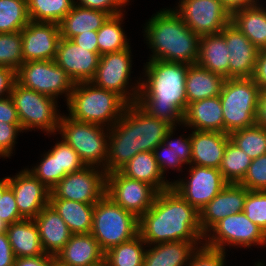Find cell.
Returning <instances> with one entry per match:
<instances>
[{"label":"cell","instance_id":"52a82bcc","mask_svg":"<svg viewBox=\"0 0 266 266\" xmlns=\"http://www.w3.org/2000/svg\"><path fill=\"white\" fill-rule=\"evenodd\" d=\"M224 117V133L255 125L260 89L252 78H227L219 95Z\"/></svg>","mask_w":266,"mask_h":266},{"label":"cell","instance_id":"3957f363","mask_svg":"<svg viewBox=\"0 0 266 266\" xmlns=\"http://www.w3.org/2000/svg\"><path fill=\"white\" fill-rule=\"evenodd\" d=\"M172 127L149 115L136 102L128 104L109 128L106 173L119 171L140 152H153Z\"/></svg>","mask_w":266,"mask_h":266},{"label":"cell","instance_id":"f1b7e54d","mask_svg":"<svg viewBox=\"0 0 266 266\" xmlns=\"http://www.w3.org/2000/svg\"><path fill=\"white\" fill-rule=\"evenodd\" d=\"M229 53L221 33L202 35L196 64L227 79Z\"/></svg>","mask_w":266,"mask_h":266},{"label":"cell","instance_id":"9a60e30c","mask_svg":"<svg viewBox=\"0 0 266 266\" xmlns=\"http://www.w3.org/2000/svg\"><path fill=\"white\" fill-rule=\"evenodd\" d=\"M157 194L153 186L130 179L119 171L106 173L105 195L138 218L152 207Z\"/></svg>","mask_w":266,"mask_h":266},{"label":"cell","instance_id":"9c48e42d","mask_svg":"<svg viewBox=\"0 0 266 266\" xmlns=\"http://www.w3.org/2000/svg\"><path fill=\"white\" fill-rule=\"evenodd\" d=\"M10 97L17 110L23 132L40 129L47 135L57 134L62 116L57 108V99L26 88L18 82L15 83Z\"/></svg>","mask_w":266,"mask_h":266},{"label":"cell","instance_id":"8d00e7d4","mask_svg":"<svg viewBox=\"0 0 266 266\" xmlns=\"http://www.w3.org/2000/svg\"><path fill=\"white\" fill-rule=\"evenodd\" d=\"M29 22L27 0H0V33L21 31Z\"/></svg>","mask_w":266,"mask_h":266},{"label":"cell","instance_id":"c3c4849f","mask_svg":"<svg viewBox=\"0 0 266 266\" xmlns=\"http://www.w3.org/2000/svg\"><path fill=\"white\" fill-rule=\"evenodd\" d=\"M0 218L9 226L25 219L18 210L12 188L8 185L0 198Z\"/></svg>","mask_w":266,"mask_h":266},{"label":"cell","instance_id":"6125c7cd","mask_svg":"<svg viewBox=\"0 0 266 266\" xmlns=\"http://www.w3.org/2000/svg\"><path fill=\"white\" fill-rule=\"evenodd\" d=\"M8 225L0 218V233L7 231Z\"/></svg>","mask_w":266,"mask_h":266},{"label":"cell","instance_id":"603a6c76","mask_svg":"<svg viewBox=\"0 0 266 266\" xmlns=\"http://www.w3.org/2000/svg\"><path fill=\"white\" fill-rule=\"evenodd\" d=\"M34 221L43 250L46 254L56 256L72 236L69 227L50 204L43 208Z\"/></svg>","mask_w":266,"mask_h":266},{"label":"cell","instance_id":"8992f818","mask_svg":"<svg viewBox=\"0 0 266 266\" xmlns=\"http://www.w3.org/2000/svg\"><path fill=\"white\" fill-rule=\"evenodd\" d=\"M57 132L78 153L85 166H100L106 172L109 128L62 114Z\"/></svg>","mask_w":266,"mask_h":266},{"label":"cell","instance_id":"e575fe53","mask_svg":"<svg viewBox=\"0 0 266 266\" xmlns=\"http://www.w3.org/2000/svg\"><path fill=\"white\" fill-rule=\"evenodd\" d=\"M125 13L109 16L97 31L99 54L104 55L130 47L129 40L122 28Z\"/></svg>","mask_w":266,"mask_h":266},{"label":"cell","instance_id":"ee69618b","mask_svg":"<svg viewBox=\"0 0 266 266\" xmlns=\"http://www.w3.org/2000/svg\"><path fill=\"white\" fill-rule=\"evenodd\" d=\"M226 253L202 243L193 251L188 266H225Z\"/></svg>","mask_w":266,"mask_h":266},{"label":"cell","instance_id":"f907efd6","mask_svg":"<svg viewBox=\"0 0 266 266\" xmlns=\"http://www.w3.org/2000/svg\"><path fill=\"white\" fill-rule=\"evenodd\" d=\"M155 159L158 163L159 169L164 177H166V171L168 168L174 169L177 172L182 170L184 164L181 161H175V155L168 149V147L164 144V142L160 143L153 151Z\"/></svg>","mask_w":266,"mask_h":266},{"label":"cell","instance_id":"1f68e13d","mask_svg":"<svg viewBox=\"0 0 266 266\" xmlns=\"http://www.w3.org/2000/svg\"><path fill=\"white\" fill-rule=\"evenodd\" d=\"M110 15L74 4L73 8L58 23L60 37L71 39L86 31H98Z\"/></svg>","mask_w":266,"mask_h":266},{"label":"cell","instance_id":"680465c9","mask_svg":"<svg viewBox=\"0 0 266 266\" xmlns=\"http://www.w3.org/2000/svg\"><path fill=\"white\" fill-rule=\"evenodd\" d=\"M255 125L266 129V89L260 90V98L255 115Z\"/></svg>","mask_w":266,"mask_h":266},{"label":"cell","instance_id":"5b68a950","mask_svg":"<svg viewBox=\"0 0 266 266\" xmlns=\"http://www.w3.org/2000/svg\"><path fill=\"white\" fill-rule=\"evenodd\" d=\"M65 104L69 117L106 128L112 127L120 119L128 105L117 93L98 88L91 82L74 84Z\"/></svg>","mask_w":266,"mask_h":266},{"label":"cell","instance_id":"8fae6325","mask_svg":"<svg viewBox=\"0 0 266 266\" xmlns=\"http://www.w3.org/2000/svg\"><path fill=\"white\" fill-rule=\"evenodd\" d=\"M203 243L225 251V247H266V234L251 222L244 212L228 215L216 223L205 235Z\"/></svg>","mask_w":266,"mask_h":266},{"label":"cell","instance_id":"7dc6e473","mask_svg":"<svg viewBox=\"0 0 266 266\" xmlns=\"http://www.w3.org/2000/svg\"><path fill=\"white\" fill-rule=\"evenodd\" d=\"M23 133L21 124L0 122V157L10 158L16 144L17 136Z\"/></svg>","mask_w":266,"mask_h":266},{"label":"cell","instance_id":"4316f807","mask_svg":"<svg viewBox=\"0 0 266 266\" xmlns=\"http://www.w3.org/2000/svg\"><path fill=\"white\" fill-rule=\"evenodd\" d=\"M226 78L198 64L189 65L185 81L187 105L221 94Z\"/></svg>","mask_w":266,"mask_h":266},{"label":"cell","instance_id":"f35d334b","mask_svg":"<svg viewBox=\"0 0 266 266\" xmlns=\"http://www.w3.org/2000/svg\"><path fill=\"white\" fill-rule=\"evenodd\" d=\"M229 137L251 160L266 154V129L254 125L234 131Z\"/></svg>","mask_w":266,"mask_h":266},{"label":"cell","instance_id":"d6986e66","mask_svg":"<svg viewBox=\"0 0 266 266\" xmlns=\"http://www.w3.org/2000/svg\"><path fill=\"white\" fill-rule=\"evenodd\" d=\"M100 59L99 52H90L70 39L60 38L55 63L62 67L76 83L90 82L95 75Z\"/></svg>","mask_w":266,"mask_h":266},{"label":"cell","instance_id":"7bdbcfd3","mask_svg":"<svg viewBox=\"0 0 266 266\" xmlns=\"http://www.w3.org/2000/svg\"><path fill=\"white\" fill-rule=\"evenodd\" d=\"M38 163L36 166L27 169L51 190L59 182L58 155H52L47 151V153H43Z\"/></svg>","mask_w":266,"mask_h":266},{"label":"cell","instance_id":"30bf717a","mask_svg":"<svg viewBox=\"0 0 266 266\" xmlns=\"http://www.w3.org/2000/svg\"><path fill=\"white\" fill-rule=\"evenodd\" d=\"M131 47L100 56L95 75L90 81L98 88L113 91L128 104L135 103L138 98L141 77L135 85H131L132 53ZM130 80V85H129Z\"/></svg>","mask_w":266,"mask_h":266},{"label":"cell","instance_id":"ba28073f","mask_svg":"<svg viewBox=\"0 0 266 266\" xmlns=\"http://www.w3.org/2000/svg\"><path fill=\"white\" fill-rule=\"evenodd\" d=\"M90 233L106 252L139 234V218L104 195L94 205Z\"/></svg>","mask_w":266,"mask_h":266},{"label":"cell","instance_id":"be15d7a7","mask_svg":"<svg viewBox=\"0 0 266 266\" xmlns=\"http://www.w3.org/2000/svg\"><path fill=\"white\" fill-rule=\"evenodd\" d=\"M52 266H70V265L64 264L60 260H58L56 257H54L52 260Z\"/></svg>","mask_w":266,"mask_h":266},{"label":"cell","instance_id":"4dcf8cb0","mask_svg":"<svg viewBox=\"0 0 266 266\" xmlns=\"http://www.w3.org/2000/svg\"><path fill=\"white\" fill-rule=\"evenodd\" d=\"M262 6L259 2L231 15V23L259 50L266 49V7Z\"/></svg>","mask_w":266,"mask_h":266},{"label":"cell","instance_id":"681fc988","mask_svg":"<svg viewBox=\"0 0 266 266\" xmlns=\"http://www.w3.org/2000/svg\"><path fill=\"white\" fill-rule=\"evenodd\" d=\"M129 2L130 0H75L76 5L102 11L110 16L125 12L124 8Z\"/></svg>","mask_w":266,"mask_h":266},{"label":"cell","instance_id":"f6af8a7d","mask_svg":"<svg viewBox=\"0 0 266 266\" xmlns=\"http://www.w3.org/2000/svg\"><path fill=\"white\" fill-rule=\"evenodd\" d=\"M248 190H266V154L253 159L244 176L239 182Z\"/></svg>","mask_w":266,"mask_h":266},{"label":"cell","instance_id":"277c9868","mask_svg":"<svg viewBox=\"0 0 266 266\" xmlns=\"http://www.w3.org/2000/svg\"><path fill=\"white\" fill-rule=\"evenodd\" d=\"M144 25L143 37L152 49L148 60L197 63L200 36L172 8L159 10Z\"/></svg>","mask_w":266,"mask_h":266},{"label":"cell","instance_id":"9f6ffc18","mask_svg":"<svg viewBox=\"0 0 266 266\" xmlns=\"http://www.w3.org/2000/svg\"><path fill=\"white\" fill-rule=\"evenodd\" d=\"M15 256L6 232L0 233V266H14Z\"/></svg>","mask_w":266,"mask_h":266},{"label":"cell","instance_id":"f5cc1de1","mask_svg":"<svg viewBox=\"0 0 266 266\" xmlns=\"http://www.w3.org/2000/svg\"><path fill=\"white\" fill-rule=\"evenodd\" d=\"M252 79L260 90L266 89V49L258 51Z\"/></svg>","mask_w":266,"mask_h":266},{"label":"cell","instance_id":"5bb4252c","mask_svg":"<svg viewBox=\"0 0 266 266\" xmlns=\"http://www.w3.org/2000/svg\"><path fill=\"white\" fill-rule=\"evenodd\" d=\"M189 176L171 181L172 188L198 212L227 184L218 168L189 166Z\"/></svg>","mask_w":266,"mask_h":266},{"label":"cell","instance_id":"484cf974","mask_svg":"<svg viewBox=\"0 0 266 266\" xmlns=\"http://www.w3.org/2000/svg\"><path fill=\"white\" fill-rule=\"evenodd\" d=\"M201 244L173 241L147 245L143 266H188L193 251Z\"/></svg>","mask_w":266,"mask_h":266},{"label":"cell","instance_id":"94428289","mask_svg":"<svg viewBox=\"0 0 266 266\" xmlns=\"http://www.w3.org/2000/svg\"><path fill=\"white\" fill-rule=\"evenodd\" d=\"M9 185L8 176L0 178V198L2 197L4 189Z\"/></svg>","mask_w":266,"mask_h":266},{"label":"cell","instance_id":"44dd1931","mask_svg":"<svg viewBox=\"0 0 266 266\" xmlns=\"http://www.w3.org/2000/svg\"><path fill=\"white\" fill-rule=\"evenodd\" d=\"M249 190L239 183H228L199 212V222L203 236L228 215L243 212Z\"/></svg>","mask_w":266,"mask_h":266},{"label":"cell","instance_id":"ab89813d","mask_svg":"<svg viewBox=\"0 0 266 266\" xmlns=\"http://www.w3.org/2000/svg\"><path fill=\"white\" fill-rule=\"evenodd\" d=\"M23 63L21 31L0 33V66L17 71Z\"/></svg>","mask_w":266,"mask_h":266},{"label":"cell","instance_id":"d6a6232c","mask_svg":"<svg viewBox=\"0 0 266 266\" xmlns=\"http://www.w3.org/2000/svg\"><path fill=\"white\" fill-rule=\"evenodd\" d=\"M49 204L65 221L72 234L91 232L95 204L50 198Z\"/></svg>","mask_w":266,"mask_h":266},{"label":"cell","instance_id":"4fadbf2b","mask_svg":"<svg viewBox=\"0 0 266 266\" xmlns=\"http://www.w3.org/2000/svg\"><path fill=\"white\" fill-rule=\"evenodd\" d=\"M50 198L96 204L106 192V172L95 166L67 174L50 190Z\"/></svg>","mask_w":266,"mask_h":266},{"label":"cell","instance_id":"91938a15","mask_svg":"<svg viewBox=\"0 0 266 266\" xmlns=\"http://www.w3.org/2000/svg\"><path fill=\"white\" fill-rule=\"evenodd\" d=\"M224 8L232 15L234 12L259 3V0H221Z\"/></svg>","mask_w":266,"mask_h":266},{"label":"cell","instance_id":"836d02e7","mask_svg":"<svg viewBox=\"0 0 266 266\" xmlns=\"http://www.w3.org/2000/svg\"><path fill=\"white\" fill-rule=\"evenodd\" d=\"M147 244L141 235L108 249L104 254V266H143Z\"/></svg>","mask_w":266,"mask_h":266},{"label":"cell","instance_id":"d4e9b609","mask_svg":"<svg viewBox=\"0 0 266 266\" xmlns=\"http://www.w3.org/2000/svg\"><path fill=\"white\" fill-rule=\"evenodd\" d=\"M192 130L224 133V117L220 97H210L188 104L183 124Z\"/></svg>","mask_w":266,"mask_h":266},{"label":"cell","instance_id":"6f0895ef","mask_svg":"<svg viewBox=\"0 0 266 266\" xmlns=\"http://www.w3.org/2000/svg\"><path fill=\"white\" fill-rule=\"evenodd\" d=\"M54 257L49 254L35 257H19L15 258L14 266H52Z\"/></svg>","mask_w":266,"mask_h":266},{"label":"cell","instance_id":"db71d44e","mask_svg":"<svg viewBox=\"0 0 266 266\" xmlns=\"http://www.w3.org/2000/svg\"><path fill=\"white\" fill-rule=\"evenodd\" d=\"M0 122L20 124L17 110L10 96L0 98Z\"/></svg>","mask_w":266,"mask_h":266},{"label":"cell","instance_id":"7402d4cb","mask_svg":"<svg viewBox=\"0 0 266 266\" xmlns=\"http://www.w3.org/2000/svg\"><path fill=\"white\" fill-rule=\"evenodd\" d=\"M191 165L220 168L224 151L230 140L229 134L216 131L192 130Z\"/></svg>","mask_w":266,"mask_h":266},{"label":"cell","instance_id":"816d5d0a","mask_svg":"<svg viewBox=\"0 0 266 266\" xmlns=\"http://www.w3.org/2000/svg\"><path fill=\"white\" fill-rule=\"evenodd\" d=\"M17 82V71L7 66H0V98L11 95Z\"/></svg>","mask_w":266,"mask_h":266},{"label":"cell","instance_id":"f546056e","mask_svg":"<svg viewBox=\"0 0 266 266\" xmlns=\"http://www.w3.org/2000/svg\"><path fill=\"white\" fill-rule=\"evenodd\" d=\"M119 172L153 186L158 192L172 187V183L161 173L153 152L138 153Z\"/></svg>","mask_w":266,"mask_h":266},{"label":"cell","instance_id":"cb8c5ba5","mask_svg":"<svg viewBox=\"0 0 266 266\" xmlns=\"http://www.w3.org/2000/svg\"><path fill=\"white\" fill-rule=\"evenodd\" d=\"M104 254L97 240L91 233H86L72 234L55 257L70 266H103Z\"/></svg>","mask_w":266,"mask_h":266},{"label":"cell","instance_id":"ac0fdd59","mask_svg":"<svg viewBox=\"0 0 266 266\" xmlns=\"http://www.w3.org/2000/svg\"><path fill=\"white\" fill-rule=\"evenodd\" d=\"M23 62L54 60L60 40L57 23L30 21L21 30Z\"/></svg>","mask_w":266,"mask_h":266},{"label":"cell","instance_id":"11a10c76","mask_svg":"<svg viewBox=\"0 0 266 266\" xmlns=\"http://www.w3.org/2000/svg\"><path fill=\"white\" fill-rule=\"evenodd\" d=\"M76 45L84 47L90 52H99L97 43V31H86L70 39Z\"/></svg>","mask_w":266,"mask_h":266},{"label":"cell","instance_id":"6da1fadb","mask_svg":"<svg viewBox=\"0 0 266 266\" xmlns=\"http://www.w3.org/2000/svg\"><path fill=\"white\" fill-rule=\"evenodd\" d=\"M144 66L136 103L149 115L182 127L188 106L185 81L189 65L149 60Z\"/></svg>","mask_w":266,"mask_h":266},{"label":"cell","instance_id":"7c38bea8","mask_svg":"<svg viewBox=\"0 0 266 266\" xmlns=\"http://www.w3.org/2000/svg\"><path fill=\"white\" fill-rule=\"evenodd\" d=\"M17 82L38 93L58 100L63 94L67 103L74 82L54 60H37L23 63L17 70Z\"/></svg>","mask_w":266,"mask_h":266},{"label":"cell","instance_id":"e0dca14e","mask_svg":"<svg viewBox=\"0 0 266 266\" xmlns=\"http://www.w3.org/2000/svg\"><path fill=\"white\" fill-rule=\"evenodd\" d=\"M9 186L14 193L19 213L25 219H34L49 205L50 190L27 168L8 176Z\"/></svg>","mask_w":266,"mask_h":266},{"label":"cell","instance_id":"60d3db41","mask_svg":"<svg viewBox=\"0 0 266 266\" xmlns=\"http://www.w3.org/2000/svg\"><path fill=\"white\" fill-rule=\"evenodd\" d=\"M58 142V143H57ZM53 148L48 150L52 155H58L59 182L69 173L82 170L85 164L78 153L63 140L57 141Z\"/></svg>","mask_w":266,"mask_h":266},{"label":"cell","instance_id":"7a4b0ae2","mask_svg":"<svg viewBox=\"0 0 266 266\" xmlns=\"http://www.w3.org/2000/svg\"><path fill=\"white\" fill-rule=\"evenodd\" d=\"M139 234L147 245L204 239L199 212L172 187L158 192L152 207L139 218Z\"/></svg>","mask_w":266,"mask_h":266},{"label":"cell","instance_id":"83f0119b","mask_svg":"<svg viewBox=\"0 0 266 266\" xmlns=\"http://www.w3.org/2000/svg\"><path fill=\"white\" fill-rule=\"evenodd\" d=\"M6 234L15 258L46 254L34 219H23L10 224Z\"/></svg>","mask_w":266,"mask_h":266},{"label":"cell","instance_id":"b9f144b4","mask_svg":"<svg viewBox=\"0 0 266 266\" xmlns=\"http://www.w3.org/2000/svg\"><path fill=\"white\" fill-rule=\"evenodd\" d=\"M243 212L266 234V190H249L245 198Z\"/></svg>","mask_w":266,"mask_h":266},{"label":"cell","instance_id":"2e32d148","mask_svg":"<svg viewBox=\"0 0 266 266\" xmlns=\"http://www.w3.org/2000/svg\"><path fill=\"white\" fill-rule=\"evenodd\" d=\"M177 4L173 10L199 36L220 33L231 22L221 0H179Z\"/></svg>","mask_w":266,"mask_h":266},{"label":"cell","instance_id":"d590c367","mask_svg":"<svg viewBox=\"0 0 266 266\" xmlns=\"http://www.w3.org/2000/svg\"><path fill=\"white\" fill-rule=\"evenodd\" d=\"M75 0H27L30 21L59 23L71 11Z\"/></svg>","mask_w":266,"mask_h":266},{"label":"cell","instance_id":"ffe728a7","mask_svg":"<svg viewBox=\"0 0 266 266\" xmlns=\"http://www.w3.org/2000/svg\"><path fill=\"white\" fill-rule=\"evenodd\" d=\"M220 33L230 52L228 78H252L259 49L231 22Z\"/></svg>","mask_w":266,"mask_h":266},{"label":"cell","instance_id":"bcb514c9","mask_svg":"<svg viewBox=\"0 0 266 266\" xmlns=\"http://www.w3.org/2000/svg\"><path fill=\"white\" fill-rule=\"evenodd\" d=\"M176 130V127L173 126L168 131L163 142L168 147V149H171V151L174 153L175 161H181L183 164H187L190 166L192 158L191 135L189 134L186 137L181 134L179 138L174 139L173 134Z\"/></svg>","mask_w":266,"mask_h":266},{"label":"cell","instance_id":"74e56055","mask_svg":"<svg viewBox=\"0 0 266 266\" xmlns=\"http://www.w3.org/2000/svg\"><path fill=\"white\" fill-rule=\"evenodd\" d=\"M251 161L244 151L229 140L219 170L228 183H239L244 178Z\"/></svg>","mask_w":266,"mask_h":266}]
</instances>
